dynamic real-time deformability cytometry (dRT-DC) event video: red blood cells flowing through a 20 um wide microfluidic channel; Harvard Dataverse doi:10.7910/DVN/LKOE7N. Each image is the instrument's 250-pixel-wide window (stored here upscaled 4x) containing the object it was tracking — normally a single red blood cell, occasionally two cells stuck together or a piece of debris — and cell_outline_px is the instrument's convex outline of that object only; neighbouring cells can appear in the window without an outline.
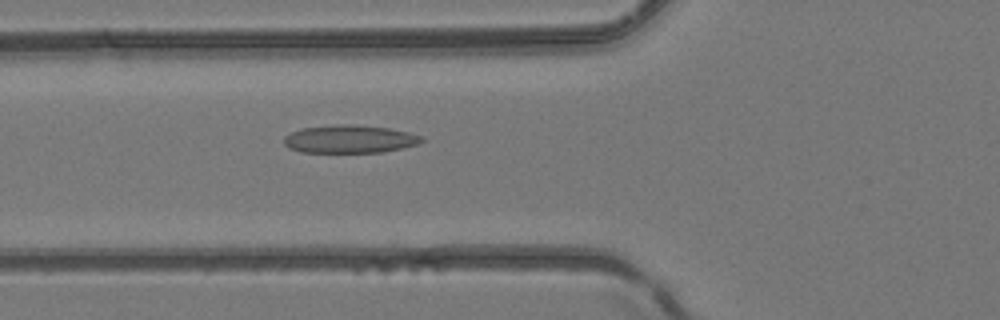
{"species": "common noctule bat (a hibernating species)", "species_latin": "Nyctalus noctula", "temperature_condition": "room temperature", "stored_images_in_passage": 44, "camera_frame_rate_fps": 3000, "um_per_image_px": 0.085, "animal": {"sex": "female", "body_mass_g": 24.6, "forearm_length_mm": 56.2}, "frame": {"image": 1, "passage_image": 15, "time_ms": 4.667, "image_size_px": [1000, 320], "cell_outline_px": [[424, 140], [416, 144], [404, 148], [384, 152], [300, 152], [288, 148], [284, 144], [284, 136], [300, 128], [340, 124], [352, 124], [388, 128], [408, 132], [424, 136]], "centroid_in_image_um": [29.72, 11.82], "position_along_channel_um": 96.1, "area_um2": 22.54}}
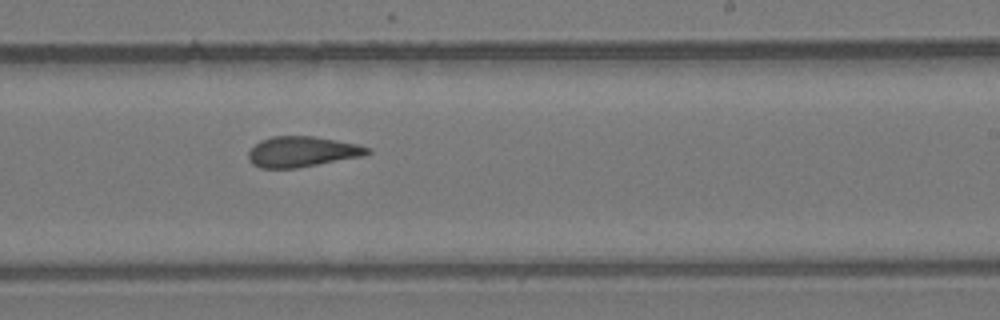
{"frame": {"image": 2, "passage_image": 27, "time_ms": 8.667, "image_size_px": [1000, 320], "cell_outline_px": [[372, 152], [364, 156], [296, 168], [260, 168], [252, 164], [248, 160], [248, 152], [260, 140], [272, 136], [312, 136], [360, 144], [372, 148]], "centroid_in_image_um": [25.71, 12.89], "position_along_channel_um": 263.3, "area_um2": 21.33}}
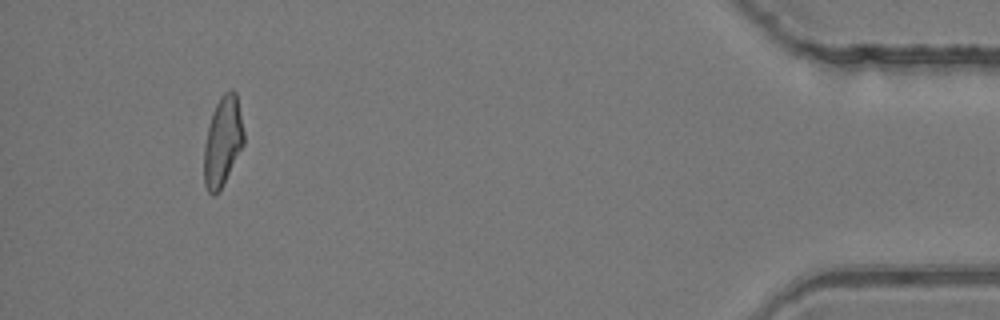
{"frame": {"image": 3, "passage_image": 43, "time_ms": 14.0, "image_size_px": [1000, 320], "cell_outline_px": [[244, 144], [220, 192], [216, 196], [212, 196], [208, 192], [204, 184], [204, 144], [212, 112], [220, 96], [224, 92], [232, 88], [236, 92], [244, 132]], "centroid_in_image_um": [18.93, 12.05], "position_along_channel_um": 416.3, "area_um2": 21.04}}